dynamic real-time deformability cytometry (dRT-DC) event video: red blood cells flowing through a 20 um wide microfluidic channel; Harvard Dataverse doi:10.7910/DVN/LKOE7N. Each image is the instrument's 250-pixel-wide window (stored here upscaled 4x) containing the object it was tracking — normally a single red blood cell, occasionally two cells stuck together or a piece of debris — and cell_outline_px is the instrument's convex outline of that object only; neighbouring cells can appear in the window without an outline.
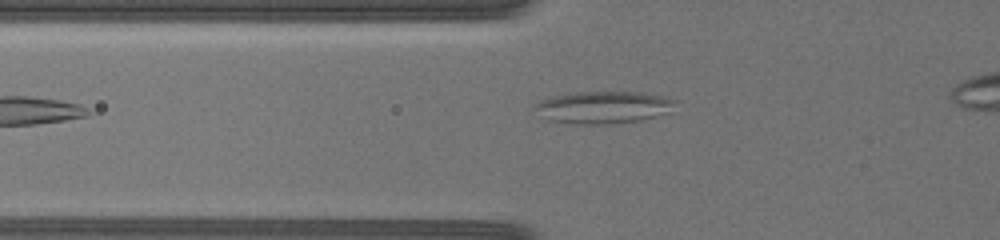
{"species": "common noctule bat (a hibernating species)", "species_latin": "Nyctalus noctula", "temperature_condition": "warm", "stored_images_in_passage": 47, "camera_frame_rate_fps": 3000, "um_per_image_px": 0.085, "animal": {"sex": "female", "body_mass_g": 19.5, "forearm_length_mm": 54.1}, "frame": {"image": 1, "passage_image": 2, "time_ms": 0.333, "image_size_px": [1000, 240], "cell_outline_px": [[676, 100], [668, 112], [640, 120], [612, 124], [564, 124], [548, 120], [532, 108], [532, 104], [540, 100], [552, 96], [576, 92], [644, 92]], "centroid_in_image_um": [51.18, 9.13], "position_along_channel_um": 74.6, "area_um2": 26.47}}
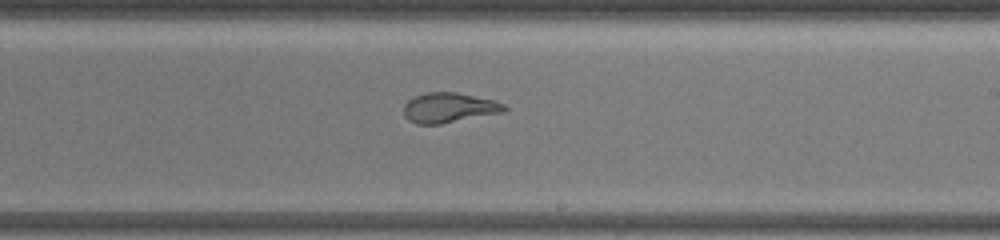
{"frame": {"image": 2, "passage_image": 16, "time_ms": 6.667, "image_size_px": [1000, 240], "cell_outline_px": [[508, 112], [440, 124], [416, 124], [408, 120], [404, 116], [404, 104], [412, 96], [428, 92], [456, 92], [496, 100], [504, 104], [508, 108]], "centroid_in_image_um": [38.2, 9.16], "position_along_channel_um": 250.8, "area_um2": 17.98}}
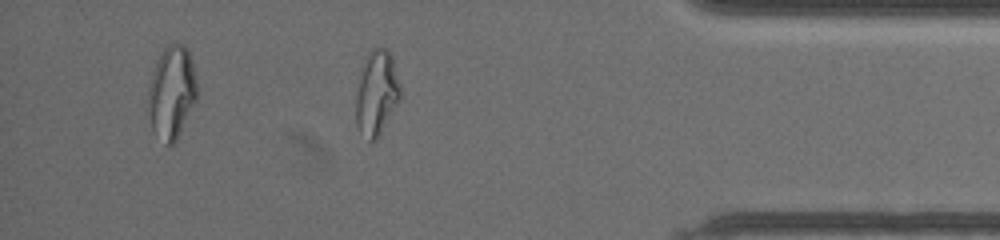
{"frame": {"image": 3, "passage_image": 41, "time_ms": 13.0, "image_size_px": [1000, 240], "cell_outline_px": [[400, 100], [380, 136], [372, 144], [360, 132], [356, 124], [356, 96], [360, 68], [368, 52], [372, 48], [388, 48], [392, 56], [400, 84]], "centroid_in_image_um": [32.01, 7.92], "position_along_channel_um": 403.2, "area_um2": 22.43}}